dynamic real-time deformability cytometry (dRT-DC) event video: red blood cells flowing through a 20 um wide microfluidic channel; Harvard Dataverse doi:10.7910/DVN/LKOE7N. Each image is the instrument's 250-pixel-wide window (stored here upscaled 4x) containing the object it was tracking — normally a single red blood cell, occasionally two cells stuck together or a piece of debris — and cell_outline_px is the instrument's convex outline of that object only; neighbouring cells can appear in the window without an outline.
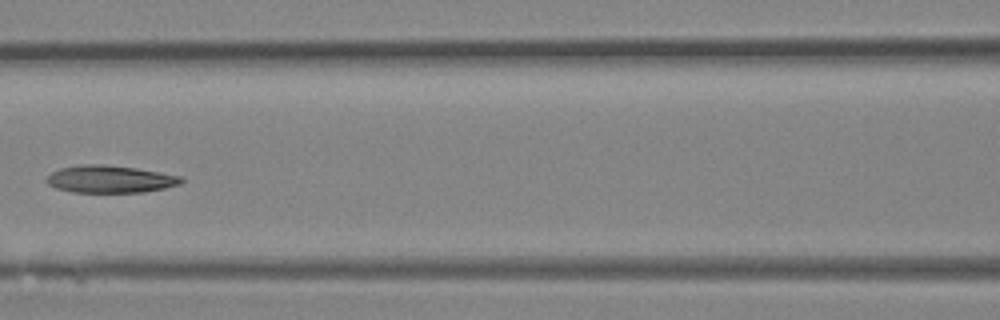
{"species": "Egyptian fruit bat (a non-hibernating species)", "species_latin": "Rousettus aegyptiacus", "temperature_condition": "room temperature", "stored_images_in_passage": 36, "camera_frame_rate_fps": 3000, "um_per_image_px": 0.085, "animal": {"sex": "female"}, "frame": {"image": 1, "passage_image": 16, "time_ms": 5.0, "image_size_px": [1000, 320], "cell_outline_px": [[184, 180], [180, 184], [164, 188], [144, 192], [72, 192], [56, 188], [48, 184], [44, 180], [52, 172], [60, 168], [80, 164], [104, 164], [136, 168], [184, 176]], "centroid_in_image_um": [9.36, 15.22], "position_along_channel_um": 157.2, "area_um2": 21.62}}